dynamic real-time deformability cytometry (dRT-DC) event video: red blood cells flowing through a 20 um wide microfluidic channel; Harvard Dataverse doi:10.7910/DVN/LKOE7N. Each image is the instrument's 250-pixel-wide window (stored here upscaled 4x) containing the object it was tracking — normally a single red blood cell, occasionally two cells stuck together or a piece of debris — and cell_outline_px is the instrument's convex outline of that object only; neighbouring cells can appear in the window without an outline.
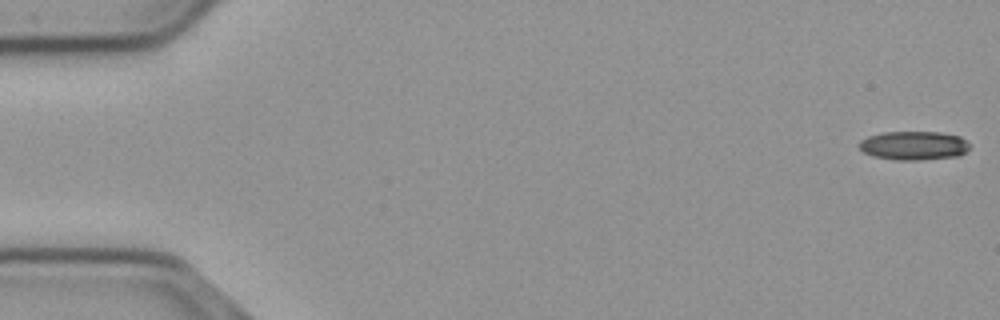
{"species": "common noctule bat (a hibernating species)", "species_latin": "Nyctalus noctula", "temperature_condition": "cold", "stored_images_in_passage": 56, "camera_frame_rate_fps": 3000, "um_per_image_px": 0.085, "animal": {"sex": "male", "body_mass_g": 23.1, "forearm_length_mm": 52.7}, "frame": {"image": 1, "passage_image": 1, "time_ms": 0.0, "image_size_px": [1000, 320], "cell_outline_px": [[972, 144], [960, 156], [920, 160], [896, 160], [872, 156], [864, 152], [860, 148], [860, 140], [868, 136], [884, 132], [940, 132], [960, 136]], "centroid_in_image_um": [77.7, 12.37], "position_along_channel_um": 7.3, "area_um2": 18.67}}
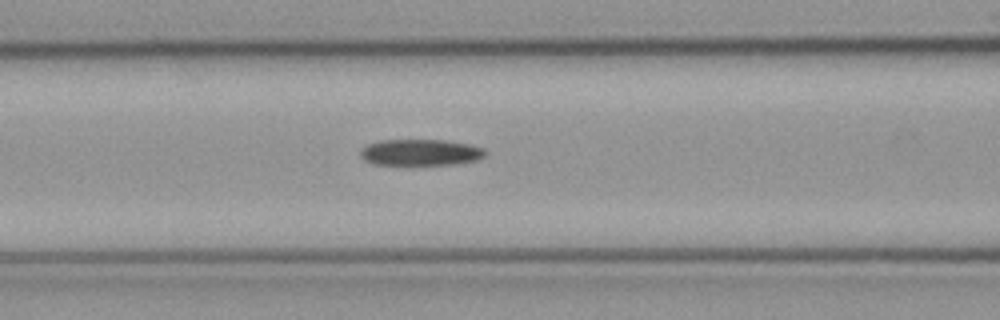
{"frame": {"image": 2, "passage_image": 23, "time_ms": 7.333, "image_size_px": [1000, 320], "cell_outline_px": [[484, 156], [476, 160], [456, 164], [372, 164], [364, 160], [360, 156], [360, 152], [368, 144], [380, 140], [444, 140], [468, 144], [484, 148]], "centroid_in_image_um": [35.72, 12.95], "position_along_channel_um": 130.9, "area_um2": 18.9}}
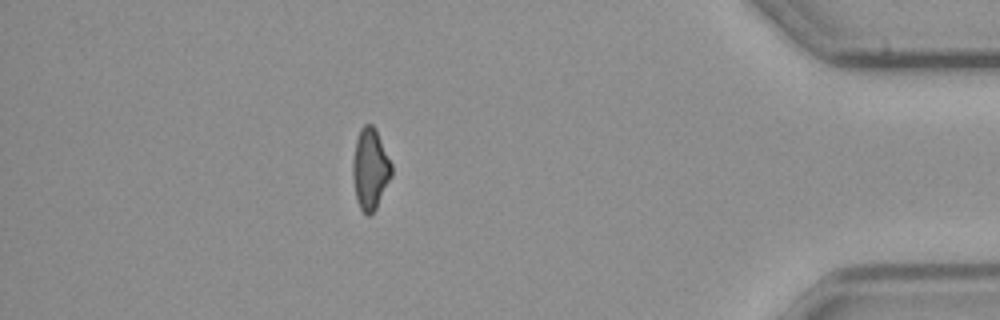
{"frame": {"image": 3, "passage_image": 49, "time_ms": 16.0, "image_size_px": [1000, 320], "cell_outline_px": [[392, 176], [376, 208], [368, 216], [360, 208], [356, 200], [352, 176], [352, 164], [356, 140], [360, 128], [364, 124], [372, 124], [376, 128], [392, 164]], "centroid_in_image_um": [31.47, 14.34], "position_along_channel_um": 403.7, "area_um2": 18.44}, "authors_computed_cell_mechanics": {"area_um2": 19.2763, "velocity_mm_per_s": 3.6904, "shape_relaxation_time_tau1_ms": null, "shape_relaxation_time_tau2_ms": 6.9641, "deformation_change_tau1": null, "deformation_change_tau2": 0.1808}}